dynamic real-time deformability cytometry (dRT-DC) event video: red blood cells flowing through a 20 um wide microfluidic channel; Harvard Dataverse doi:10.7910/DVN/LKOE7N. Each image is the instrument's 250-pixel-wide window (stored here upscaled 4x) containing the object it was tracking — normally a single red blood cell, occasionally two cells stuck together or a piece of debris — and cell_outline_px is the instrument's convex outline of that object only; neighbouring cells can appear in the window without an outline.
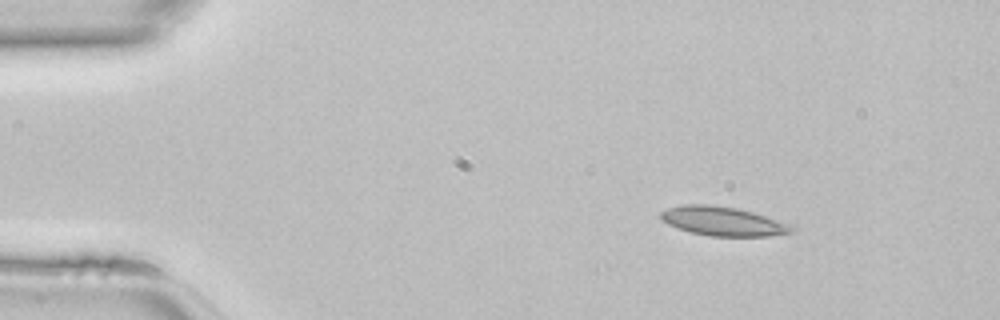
{"species": "common noctule bat (a hibernating species)", "species_latin": "Nyctalus noctula", "temperature_condition": "room temperature", "stored_images_in_passage": 5, "camera_frame_rate_fps": 3000, "um_per_image_px": 0.085, "animal": {"sex": "female", "body_mass_g": 22.7, "forearm_length_mm": 54.2}, "frame": {"image": 1, "passage_image": 1, "time_ms": 0.0, "image_size_px": [1000, 320], "cell_outline_px": [[796, 228], [792, 232], [768, 236], [708, 236], [676, 228], [660, 220], [660, 212], [668, 208], [680, 204], [708, 204], [736, 208], [752, 212], [796, 224]], "centroid_in_image_um": [61.48, 18.8], "position_along_channel_um": 23.5, "area_um2": 22.54}}